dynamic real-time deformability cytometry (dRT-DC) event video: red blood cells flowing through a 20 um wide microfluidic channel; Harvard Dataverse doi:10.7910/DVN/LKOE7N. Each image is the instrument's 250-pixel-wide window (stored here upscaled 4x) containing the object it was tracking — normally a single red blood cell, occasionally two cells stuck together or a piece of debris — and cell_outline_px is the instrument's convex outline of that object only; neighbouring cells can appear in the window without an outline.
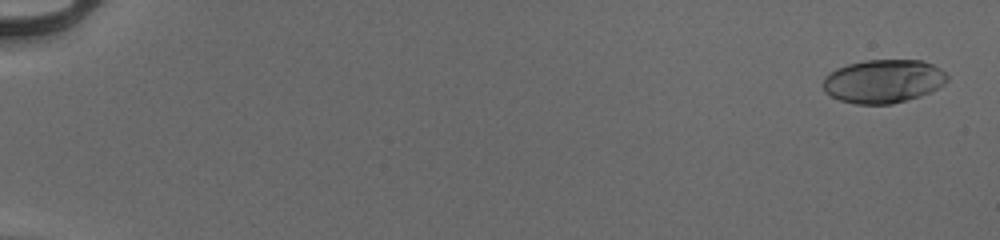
{"species": "human", "species_latin": "Homo sapiens", "temperature_condition": "cold", "stored_images_in_passage": 55, "camera_frame_rate_fps": 3000, "um_per_image_px": 0.085, "donor": {"sex": "male"}, "frame": {"image": 1, "passage_image": 2, "time_ms": 0.333, "image_size_px": [1000, 240], "cell_outline_px": [[948, 80], [944, 84], [920, 96], [892, 104], [856, 104], [840, 100], [824, 92], [824, 76], [836, 68], [848, 64], [864, 60], [924, 60], [940, 68], [948, 76]], "centroid_in_image_um": [75.08, 6.89], "position_along_channel_um": 9.9, "area_um2": 31.44}}
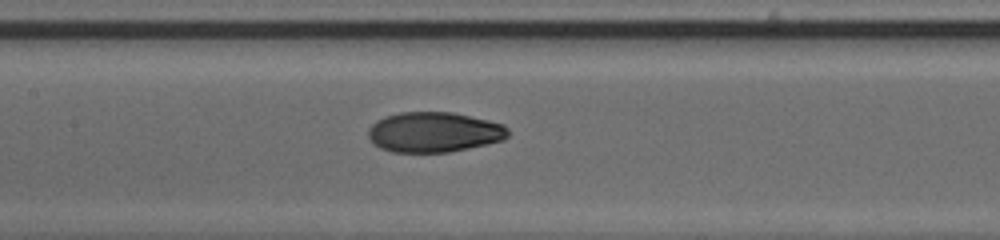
{"frame": {"image": 2, "passage_image": 29, "time_ms": 9.333, "image_size_px": [1000, 240], "cell_outline_px": [[508, 136], [504, 140], [488, 144], [448, 152], [392, 152], [380, 148], [372, 144], [368, 136], [368, 128], [376, 120], [384, 116], [400, 112], [452, 112], [488, 120], [504, 124], [508, 128]], "centroid_in_image_um": [36.87, 11.23], "position_along_channel_um": 170.5, "area_um2": 33.0}}
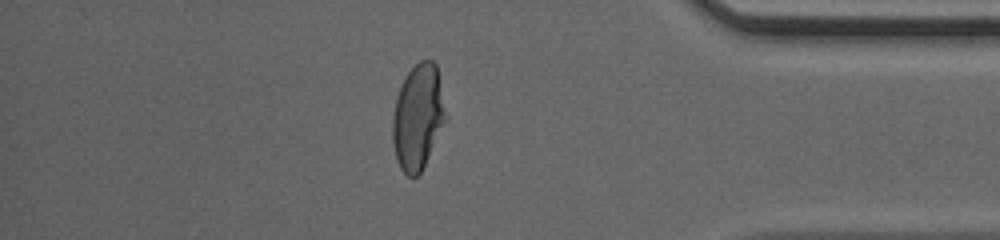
{"frame": {"image": 3, "passage_image": 48, "time_ms": 15.667, "image_size_px": [1000, 240], "cell_outline_px": [[444, 120], [424, 164], [420, 172], [416, 176], [408, 176], [400, 168], [396, 160], [392, 140], [392, 120], [396, 100], [400, 88], [408, 72], [420, 60], [432, 60], [436, 64], [444, 112]], "centroid_in_image_um": [35.46, 9.95], "position_along_channel_um": 399.7, "area_um2": 31.27}, "authors_computed_cell_mechanics": {"area_um2": 32.2524, "velocity_mm_per_s": 3.9774, "shape_relaxation_time_tau1_ms": 5.0074, "shape_relaxation_time_tau2_ms": 0.7386, "deformation_change_tau1": 0.2241, "deformation_change_tau2": 0.044}}